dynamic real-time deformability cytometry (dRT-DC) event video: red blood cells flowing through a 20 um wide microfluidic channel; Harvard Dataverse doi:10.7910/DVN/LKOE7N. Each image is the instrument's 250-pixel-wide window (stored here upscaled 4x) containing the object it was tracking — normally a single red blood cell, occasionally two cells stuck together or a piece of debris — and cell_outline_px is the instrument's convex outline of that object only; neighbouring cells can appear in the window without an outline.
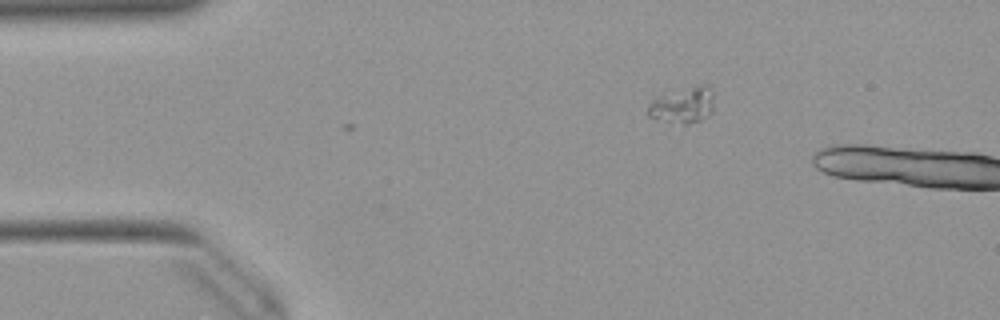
{"species": "Egyptian fruit bat (a non-hibernating species)", "species_latin": "Rousettus aegyptiacus", "temperature_condition": "warm", "stored_images_in_passage": 3, "camera_frame_rate_fps": 3000, "um_per_image_px": 0.085, "animal": {"sex": "female"}, "frame": {"image": 1, "passage_image": 3, "time_ms": 0.667, "image_size_px": [1000, 320], "cell_outline_px": [[712, 112], [708, 116], [700, 120], [688, 124], [684, 124], [648, 116], [648, 104], [660, 92], [700, 84], [708, 84], [712, 88]], "centroid_in_image_um": [58.04, 8.87], "position_along_channel_um": 27.0, "area_um2": 14.22}}